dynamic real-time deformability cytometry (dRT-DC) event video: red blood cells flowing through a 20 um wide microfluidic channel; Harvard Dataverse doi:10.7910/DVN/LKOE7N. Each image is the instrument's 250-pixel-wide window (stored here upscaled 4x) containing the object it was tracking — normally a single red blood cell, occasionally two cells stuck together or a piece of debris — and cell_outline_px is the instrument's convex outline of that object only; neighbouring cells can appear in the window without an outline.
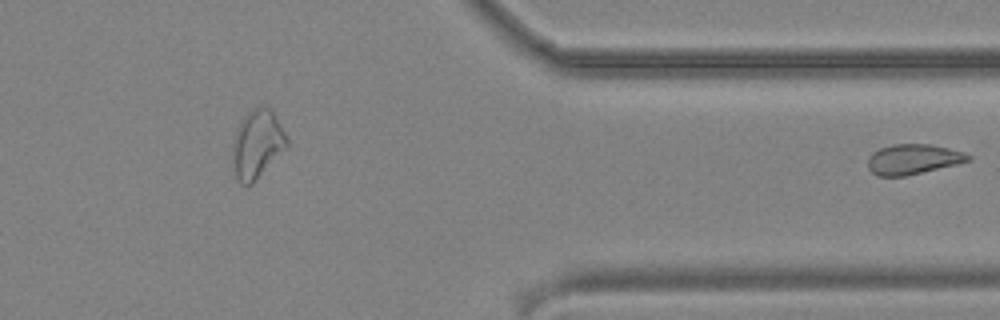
{"species": "common noctule bat (a hibernating species)", "species_latin": "Nyctalus noctula", "temperature_condition": "cold", "stored_images_in_passage": 27, "segment_of_instrument_passage": [2, 2], "camera_frame_rate_fps": 3000, "um_per_image_px": 0.085, "animal": {"sex": "male", "body_mass_g": 19.2, "forearm_length_mm": 51.8}, "frame": {"image": 1, "passage_image": 27, "time_ms": 8.667, "image_size_px": [1000, 320], "cell_outline_px": [[972, 160], [956, 164], [904, 176], [876, 176], [868, 168], [868, 156], [872, 152], [880, 148], [892, 144], [928, 144], [948, 148], [964, 152], [972, 156]], "centroid_in_image_um": [77.59, 13.53], "position_along_channel_um": 333.8, "area_um2": 17.57}}